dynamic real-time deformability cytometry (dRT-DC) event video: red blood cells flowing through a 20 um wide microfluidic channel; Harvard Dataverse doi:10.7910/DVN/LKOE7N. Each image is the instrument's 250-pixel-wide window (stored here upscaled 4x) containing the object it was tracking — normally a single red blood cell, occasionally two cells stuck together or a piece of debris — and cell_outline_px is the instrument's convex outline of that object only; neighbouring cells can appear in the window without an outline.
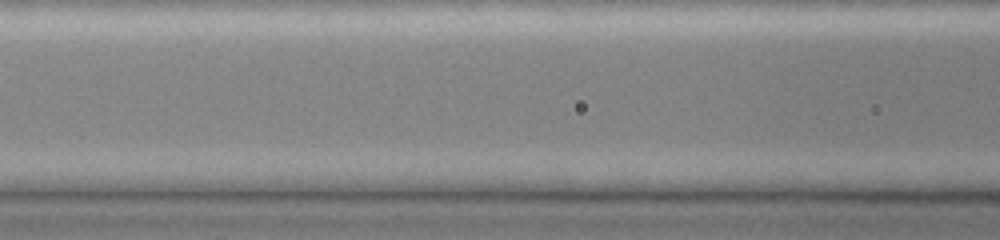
{"species": "common noctule bat (a hibernating species)", "species_latin": "Nyctalus noctula", "temperature_condition": "cold", "stored_images_in_passage": 3, "camera_frame_rate_fps": 3000, "um_per_image_px": 0.085, "animal": {"sex": "female", "body_mass_g": 19.0, "forearm_length_mm": 51.5}, "frame": {"image": 1, "passage_image": 3, "time_ms": 0.667, "image_size_px": [1000, 240], "cell_outline_px": [[952, 148], [908, 152], [884, 152], [812, 148], [812, 144], [820, 140], [944, 140], [952, 144]], "centroid_in_image_um": [75.08, 12.35], "position_along_channel_um": 91.5, "area_um2": 10.23}}